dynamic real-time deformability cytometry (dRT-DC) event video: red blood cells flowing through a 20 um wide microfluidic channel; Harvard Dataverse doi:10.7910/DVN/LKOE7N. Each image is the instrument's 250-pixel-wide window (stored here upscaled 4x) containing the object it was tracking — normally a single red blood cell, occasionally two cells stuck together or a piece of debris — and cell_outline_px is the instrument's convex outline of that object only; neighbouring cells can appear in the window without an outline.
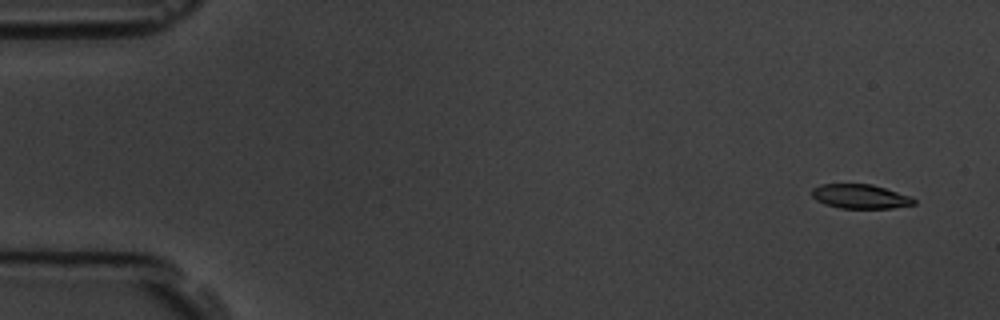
{"species": "common noctule bat (a hibernating species)", "species_latin": "Nyctalus noctula", "temperature_condition": "room temperature", "stored_images_in_passage": 4, "camera_frame_rate_fps": 3000, "um_per_image_px": 0.085, "animal": {"sex": "male", "body_mass_g": 19.5, "forearm_length_mm": 54.6}, "frame": {"image": 1, "passage_image": 1, "time_ms": 0.0, "image_size_px": [1000, 320], "cell_outline_px": [[916, 204], [892, 208], [840, 208], [824, 204], [816, 200], [812, 196], [812, 188], [820, 184], [872, 184], [912, 196], [916, 200]], "centroid_in_image_um": [73.14, 16.69], "position_along_channel_um": 11.9, "area_um2": 14.57}}